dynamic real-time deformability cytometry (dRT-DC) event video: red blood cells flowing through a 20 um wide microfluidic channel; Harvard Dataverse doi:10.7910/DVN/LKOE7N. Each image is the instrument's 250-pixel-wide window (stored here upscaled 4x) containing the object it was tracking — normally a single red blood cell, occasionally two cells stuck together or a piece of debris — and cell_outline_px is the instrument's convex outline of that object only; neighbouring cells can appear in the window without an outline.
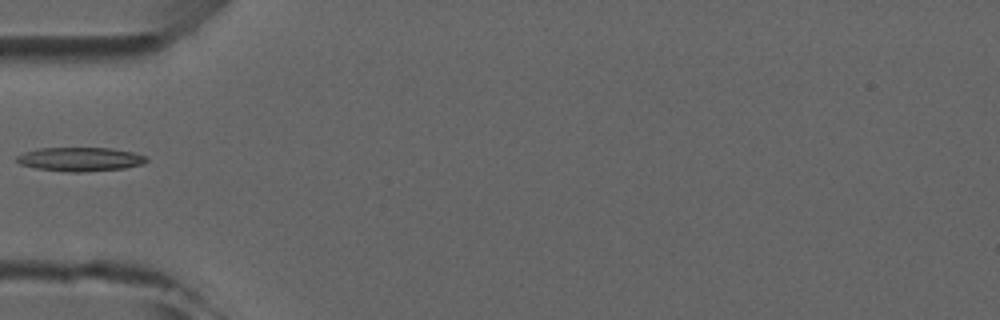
{"species": "common noctule bat (a hibernating species)", "species_latin": "Nyctalus noctula", "temperature_condition": "room temperature", "stored_images_in_passage": 5, "camera_frame_rate_fps": 3000, "um_per_image_px": 0.085, "animal": {"sex": "male", "forearm_length_mm": 52.5}, "frame": {"image": 1, "passage_image": 5, "time_ms": 4.667, "image_size_px": [1000, 320], "cell_outline_px": [[148, 160], [144, 164], [124, 168], [80, 172], [68, 172], [36, 168], [20, 164], [16, 160], [16, 156], [24, 152], [40, 148], [112, 148], [132, 152], [144, 156]], "centroid_in_image_um": [6.8, 13.53], "position_along_channel_um": 78.2, "area_um2": 17.98}}